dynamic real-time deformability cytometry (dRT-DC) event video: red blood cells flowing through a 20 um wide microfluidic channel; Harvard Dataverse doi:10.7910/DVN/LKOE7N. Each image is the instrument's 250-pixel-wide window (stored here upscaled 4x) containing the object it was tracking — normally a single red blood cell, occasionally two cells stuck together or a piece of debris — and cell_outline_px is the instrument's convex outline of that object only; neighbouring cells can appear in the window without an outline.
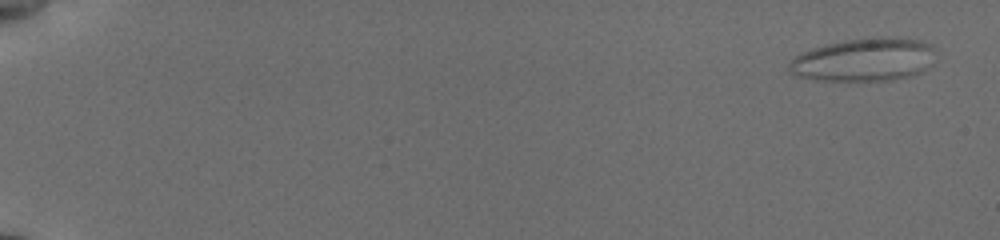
{"species": "common noctule bat (a hibernating species)", "species_latin": "Nyctalus noctula", "temperature_condition": "cold", "stored_images_in_passage": 55, "camera_frame_rate_fps": 3000, "um_per_image_px": 0.085, "animal": {"sex": "female", "body_mass_g": 19.5, "forearm_length_mm": 54.1}, "frame": {"image": 1, "passage_image": 1, "time_ms": 0.0, "image_size_px": [1000, 240], "cell_outline_px": [[928, 48], [924, 68], [908, 76], [892, 80], [816, 80], [800, 76], [792, 72], [792, 60], [796, 56], [804, 52], [828, 44], [848, 40], [880, 36], [920, 40], [928, 44]], "centroid_in_image_um": [73.34, 5.07], "position_along_channel_um": 11.7, "area_um2": 34.85}}
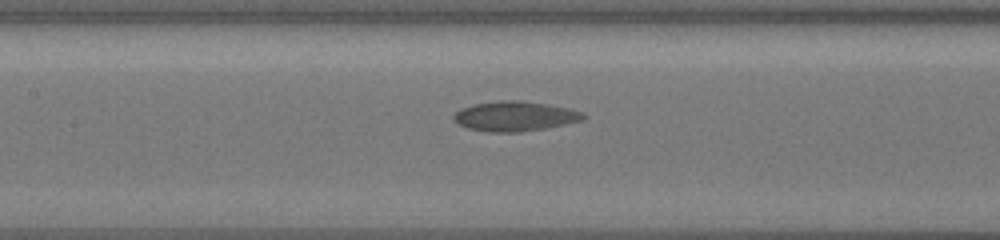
{"frame": {"image": 2, "passage_image": 29, "time_ms": 9.333, "image_size_px": [1000, 240], "cell_outline_px": [[584, 116], [580, 120], [564, 124], [544, 128], [520, 132], [488, 132], [468, 128], [460, 124], [452, 116], [460, 108], [472, 104], [500, 100], [524, 100], [548, 104], [568, 108], [580, 112]], "centroid_in_image_um": [43.71, 9.86], "position_along_channel_um": 163.7, "area_um2": 22.31}}
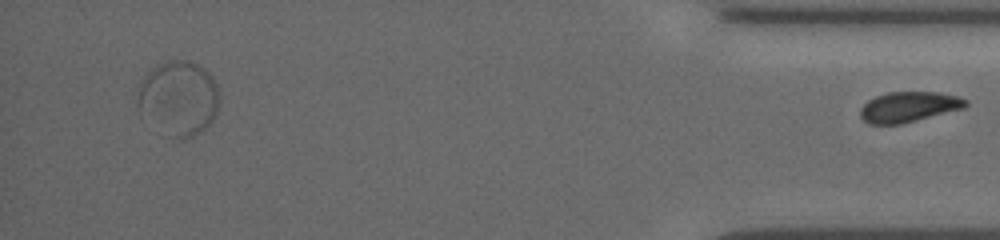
{"frame": {"image": 3, "passage_image": 55, "time_ms": 18.0, "image_size_px": [1000, 240], "cell_outline_px": [[968, 104], [964, 108], [900, 124], [868, 124], [860, 116], [860, 108], [868, 100], [876, 96], [888, 92], [936, 92], [960, 96], [968, 100]], "centroid_in_image_um": [77.25, 9.08], "position_along_channel_um": 357.9, "area_um2": 18.61}}